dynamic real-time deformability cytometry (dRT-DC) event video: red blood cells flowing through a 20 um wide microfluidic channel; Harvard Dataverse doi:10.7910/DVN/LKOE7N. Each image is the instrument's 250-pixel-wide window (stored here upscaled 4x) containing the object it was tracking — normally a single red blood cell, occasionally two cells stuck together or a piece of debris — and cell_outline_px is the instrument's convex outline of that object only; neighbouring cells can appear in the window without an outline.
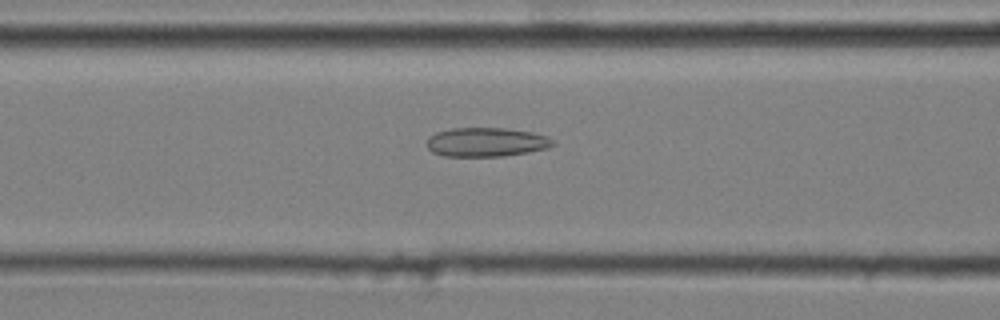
{"species": "common noctule bat (a hibernating species)", "species_latin": "Nyctalus noctula", "temperature_condition": "cold", "stored_images_in_passage": 40, "camera_frame_rate_fps": 3000, "um_per_image_px": 0.085, "animal": {"sex": "male", "body_mass_g": 20.4}, "frame": {"image": 1, "passage_image": 13, "time_ms": 4.0, "image_size_px": [1000, 320], "cell_outline_px": [[556, 144], [548, 148], [528, 152], [504, 156], [444, 156], [432, 152], [428, 148], [428, 136], [436, 132], [452, 128], [504, 128], [532, 132], [548, 136]], "centroid_in_image_um": [41.34, 12.08], "position_along_channel_um": 125.3, "area_um2": 21.39}}
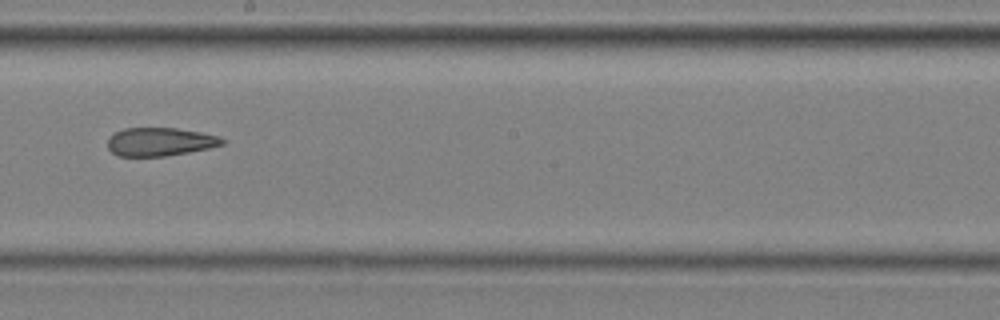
{"frame": {"image": 2, "passage_image": 22, "time_ms": 7.0, "image_size_px": [1000, 320], "cell_outline_px": [[228, 140], [224, 144], [208, 148], [188, 152], [164, 156], [116, 156], [108, 148], [108, 140], [116, 132], [124, 128], [176, 128], [200, 132], [220, 136]], "centroid_in_image_um": [13.63, 12.05], "position_along_channel_um": 234.6, "area_um2": 18.9}}
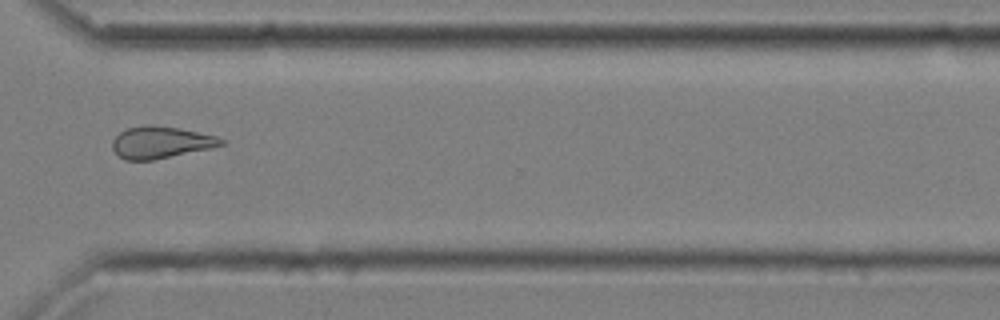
{"frame": {"image": 3, "passage_image": 32, "time_ms": 10.333, "image_size_px": [1000, 320], "cell_outline_px": [[228, 140], [224, 144], [212, 148], [152, 160], [124, 160], [112, 148], [112, 140], [120, 132], [128, 128], [152, 124], [180, 128], [216, 136]], "centroid_in_image_um": [13.7, 12.09], "position_along_channel_um": 356.9, "area_um2": 20.23}, "authors_computed_cell_mechanics": {"area_um2": 20.4034, "velocity_mm_per_s": 3.66, "shape_relaxation_time_tau1_ms": null, "shape_relaxation_time_tau2_ms": 3.7987, "deformation_change_tau1": null, "deformation_change_tau2": 0.1326}}